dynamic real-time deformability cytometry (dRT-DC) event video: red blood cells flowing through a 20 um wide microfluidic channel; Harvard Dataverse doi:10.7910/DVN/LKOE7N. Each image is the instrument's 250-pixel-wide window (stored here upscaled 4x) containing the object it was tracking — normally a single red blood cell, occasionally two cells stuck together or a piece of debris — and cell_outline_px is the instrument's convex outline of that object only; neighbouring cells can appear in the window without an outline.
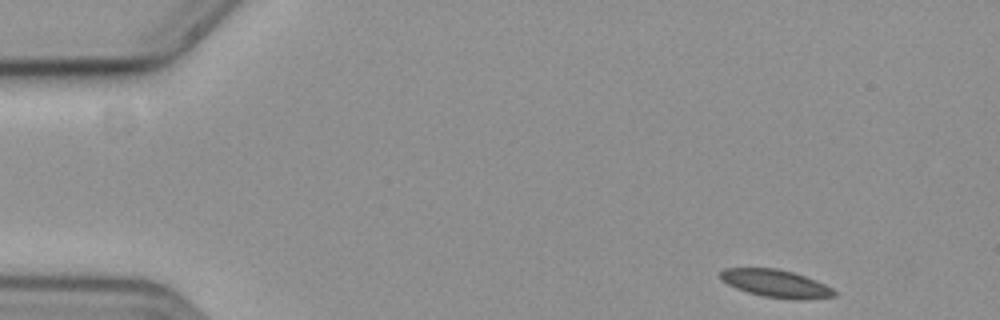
{"species": "common noctule bat (a hibernating species)", "species_latin": "Nyctalus noctula", "temperature_condition": "cold", "stored_images_in_passage": 53, "camera_frame_rate_fps": 3000, "um_per_image_px": 0.085, "animal": {"sex": "female", "body_mass_g": 19.3, "forearm_length_mm": 54.1}, "frame": {"image": 1, "passage_image": 1, "time_ms": 0.0, "image_size_px": [1000, 320], "cell_outline_px": [[836, 296], [796, 300], [764, 296], [748, 292], [736, 288], [720, 280], [720, 272], [724, 268], [776, 268], [792, 272], [816, 280], [832, 288], [836, 292]], "centroid_in_image_um": [65.93, 24.09], "position_along_channel_um": 19.1, "area_um2": 18.21}}
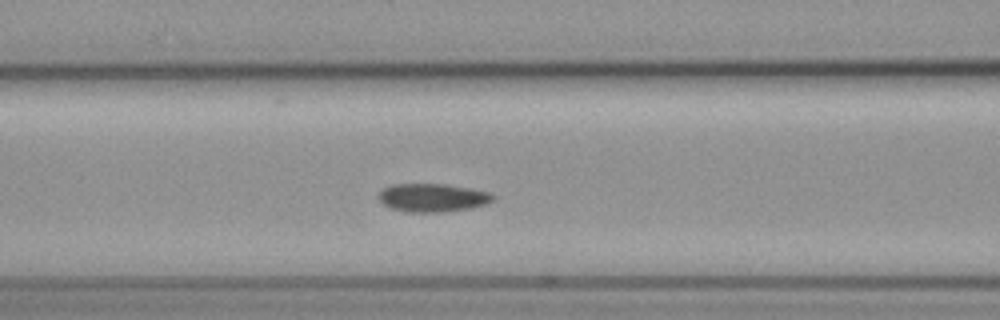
{"frame": {"image": 2, "passage_image": 19, "time_ms": 6.0, "image_size_px": [1000, 320], "cell_outline_px": [[496, 200], [488, 204], [468, 208], [444, 212], [408, 212], [392, 208], [384, 204], [380, 200], [380, 192], [384, 188], [392, 184], [444, 184], [492, 192], [496, 196]], "centroid_in_image_um": [36.85, 16.8], "position_along_channel_um": 129.8, "area_um2": 18.84}}
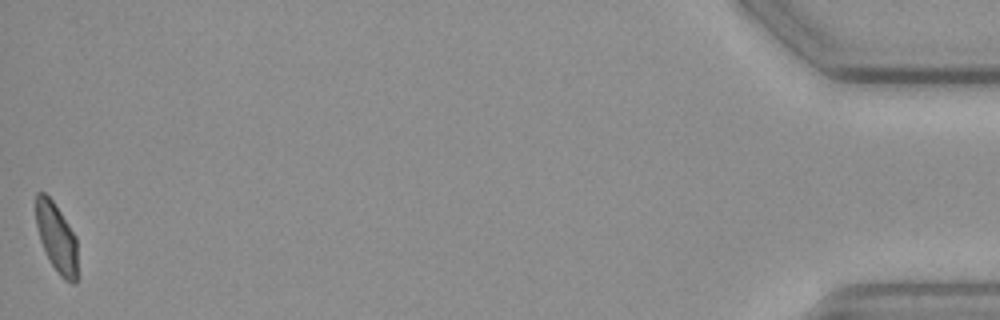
{"frame": {"image": 3, "passage_image": 53, "time_ms": 17.333, "image_size_px": [1000, 320], "cell_outline_px": [[76, 280], [72, 284], [64, 280], [60, 276], [48, 260], [44, 252], [40, 240], [36, 224], [36, 192], [44, 192], [52, 200], [76, 236]], "centroid_in_image_um": [4.78, 20.22], "position_along_channel_um": 430.4, "area_um2": 16.7}, "authors_computed_cell_mechanics": {"area_um2": 18.7272, "velocity_mm_per_s": 3.5595, "shape_relaxation_time_tau1_ms": 7.5247, "shape_relaxation_time_tau2_ms": null, "deformation_change_tau1": 0.108, "deformation_change_tau2": null}}